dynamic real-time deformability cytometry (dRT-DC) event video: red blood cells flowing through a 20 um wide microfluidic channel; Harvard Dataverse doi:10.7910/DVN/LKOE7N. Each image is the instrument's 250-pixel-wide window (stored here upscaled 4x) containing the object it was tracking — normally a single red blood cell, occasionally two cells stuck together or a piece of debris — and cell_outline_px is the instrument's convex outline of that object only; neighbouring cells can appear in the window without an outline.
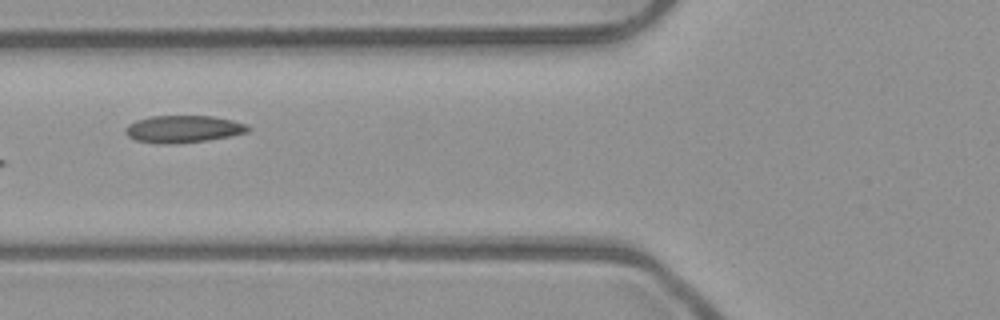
{"species": "common noctule bat (a hibernating species)", "species_latin": "Nyctalus noctula", "temperature_condition": "room temperature", "stored_images_in_passage": 6, "camera_frame_rate_fps": 3000, "um_per_image_px": 0.085, "animal": {"sex": "male", "body_mass_g": 23.1, "forearm_length_mm": 52.7}, "frame": {"image": 1, "passage_image": 5, "time_ms": 1.333, "image_size_px": [1000, 320], "cell_outline_px": [[248, 132], [208, 140], [176, 144], [160, 144], [136, 140], [128, 136], [124, 132], [124, 128], [128, 124], [136, 120], [148, 116], [212, 116], [232, 120], [244, 124], [248, 128]], "centroid_in_image_um": [15.5, 10.97], "position_along_channel_um": 110.3, "area_um2": 19.42}}
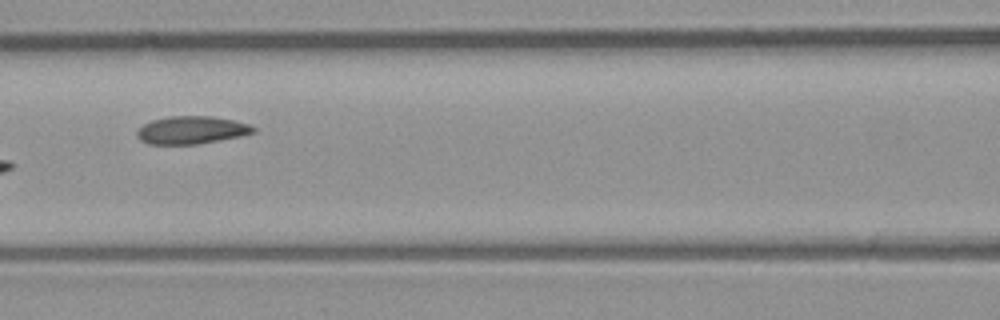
{"frame": {"image": 2, "passage_image": 6, "time_ms": 1.667, "image_size_px": [1000, 320], "cell_outline_px": [[256, 132], [240, 136], [196, 144], [148, 144], [140, 140], [136, 136], [136, 132], [144, 124], [152, 120], [168, 116], [212, 116], [232, 120], [248, 124], [256, 128]], "centroid_in_image_um": [16.26, 11.05], "position_along_channel_um": 150.3, "area_um2": 18.73}}